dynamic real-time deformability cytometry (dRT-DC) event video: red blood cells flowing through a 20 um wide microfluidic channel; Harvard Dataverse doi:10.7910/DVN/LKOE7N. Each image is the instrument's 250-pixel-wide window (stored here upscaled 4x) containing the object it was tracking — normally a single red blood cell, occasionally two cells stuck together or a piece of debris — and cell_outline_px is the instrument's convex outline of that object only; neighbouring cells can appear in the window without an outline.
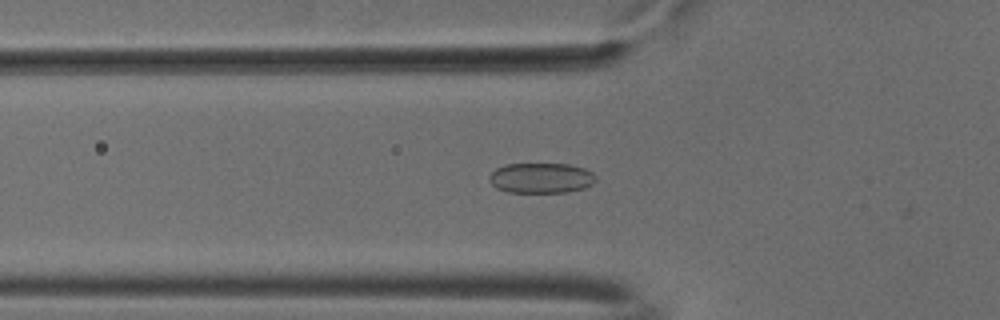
{"species": "common noctule bat (a hibernating species)", "species_latin": "Nyctalus noctula", "temperature_condition": "cold", "stored_images_in_passage": 32, "camera_frame_rate_fps": 3000, "um_per_image_px": 0.085, "animal": {"sex": "male", "body_mass_g": 18.8}, "frame": {"image": 1, "passage_image": 3, "time_ms": 0.667, "image_size_px": [1000, 320], "cell_outline_px": [[596, 180], [592, 184], [584, 188], [568, 192], [508, 192], [496, 188], [488, 180], [488, 176], [496, 168], [504, 164], [568, 164], [584, 168], [592, 172], [596, 176]], "centroid_in_image_um": [45.98, 15.13], "position_along_channel_um": 79.8, "area_um2": 18.9}}
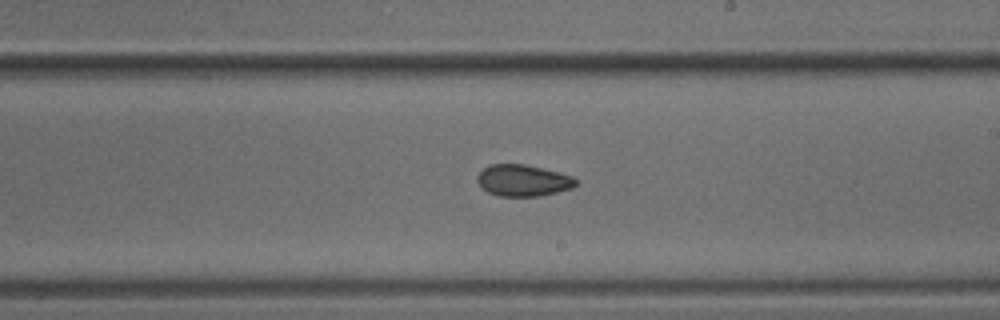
{"frame": {"image": 2, "passage_image": 16, "time_ms": 5.0, "image_size_px": [1000, 320], "cell_outline_px": [[576, 184], [572, 188], [540, 196], [496, 196], [480, 188], [476, 180], [476, 176], [484, 168], [492, 164], [524, 164], [560, 172], [572, 176], [576, 180]], "centroid_in_image_um": [44.42, 15.34], "position_along_channel_um": 244.6, "area_um2": 18.21}}
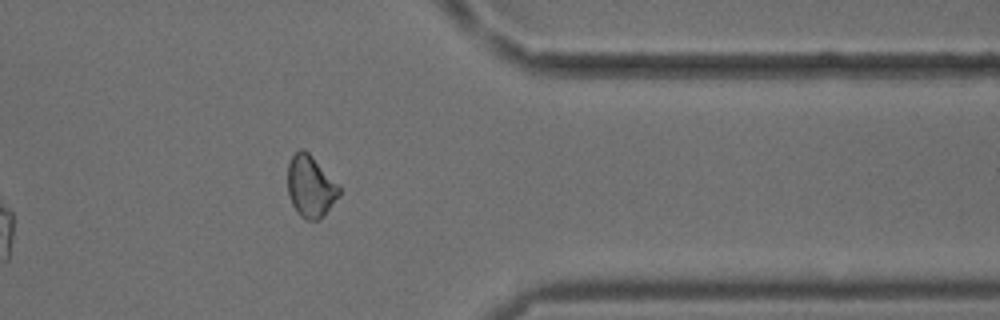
{"frame": {"image": 3, "passage_image": 28, "time_ms": 9.0, "image_size_px": [1000, 320], "cell_outline_px": [[340, 196], [320, 220], [304, 220], [296, 212], [288, 196], [288, 164], [292, 156], [300, 148], [304, 148], [312, 156], [340, 188]], "centroid_in_image_um": [26.38, 15.88], "position_along_channel_um": 385.0, "area_um2": 18.5}, "authors_computed_cell_mechanics": {"area_um2": 18.207, "velocity_mm_per_s": 3.7833, "shape_relaxation_time_tau1_ms": 2.3227, "shape_relaxation_time_tau2_ms": 9.6754, "deformation_change_tau1": 0.0458, "deformation_change_tau2": 0.1411}}